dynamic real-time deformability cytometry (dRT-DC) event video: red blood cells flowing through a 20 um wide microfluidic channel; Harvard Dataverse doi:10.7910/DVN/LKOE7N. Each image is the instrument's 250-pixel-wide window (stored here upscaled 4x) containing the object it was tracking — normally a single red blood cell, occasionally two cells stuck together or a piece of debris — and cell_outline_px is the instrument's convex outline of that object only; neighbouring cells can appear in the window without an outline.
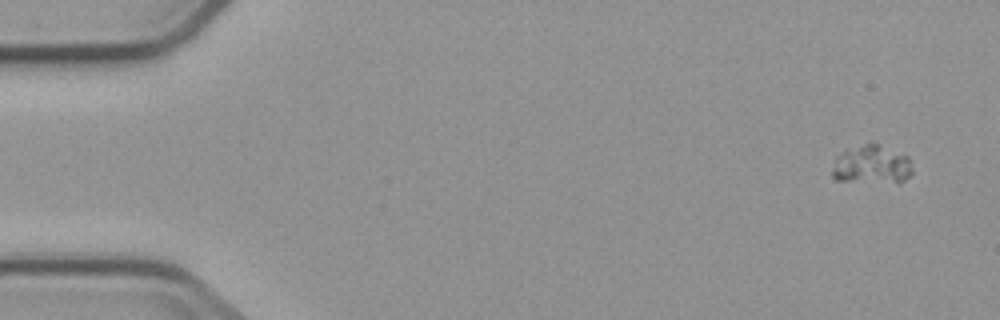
{"species": "common noctule bat (a hibernating species)", "species_latin": "Nyctalus noctula", "temperature_condition": "cold", "stored_images_in_passage": 6, "camera_frame_rate_fps": 3000, "um_per_image_px": 0.085, "animal": {"sex": "male", "body_mass_g": 23.1, "forearm_length_mm": 52.7}, "frame": {"image": 1, "passage_image": 1, "time_ms": 0.0, "image_size_px": [1000, 320], "cell_outline_px": [[912, 172], [900, 184], [836, 180], [832, 176], [832, 168], [836, 156], [844, 152], [872, 140], [908, 156], [912, 168]], "centroid_in_image_um": [74.12, 14.0], "position_along_channel_um": 10.9, "area_um2": 18.44}}
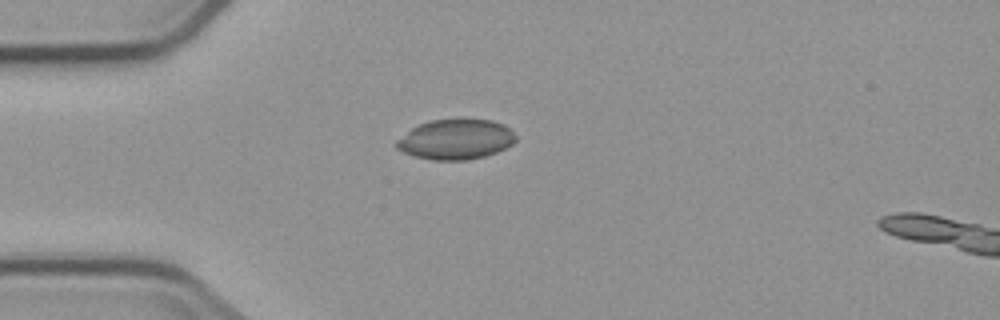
{"frame": {"image": 2, "passage_image": 6, "time_ms": 6.667, "image_size_px": [1000, 320], "cell_outline_px": [[516, 140], [512, 144], [496, 152], [484, 156], [468, 160], [432, 160], [416, 156], [404, 152], [396, 148], [396, 140], [412, 128], [420, 124], [432, 120], [492, 120], [504, 124], [516, 136]], "centroid_in_image_um": [38.74, 11.86], "position_along_channel_um": 46.3, "area_um2": 27.51}}